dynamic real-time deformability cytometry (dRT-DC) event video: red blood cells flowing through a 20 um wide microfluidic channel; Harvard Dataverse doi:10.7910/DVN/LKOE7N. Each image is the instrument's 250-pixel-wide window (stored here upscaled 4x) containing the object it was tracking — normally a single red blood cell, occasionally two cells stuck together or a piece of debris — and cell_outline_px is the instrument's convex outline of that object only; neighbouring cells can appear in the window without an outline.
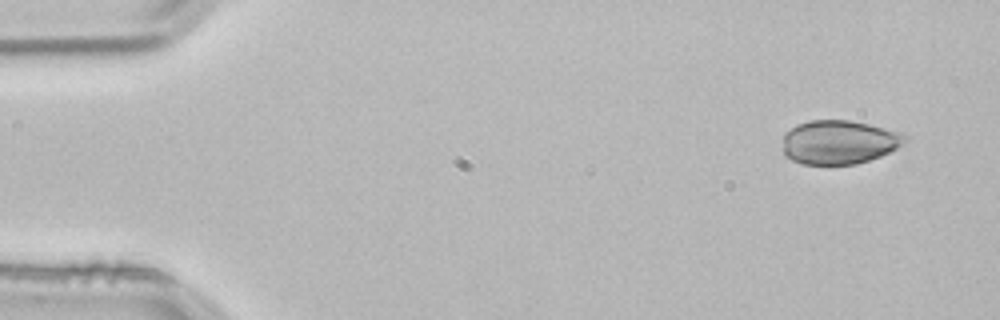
{"species": "common noctule bat (a hibernating species)", "species_latin": "Nyctalus noctula", "temperature_condition": "room temperature", "stored_images_in_passage": 3, "camera_frame_rate_fps": 3000, "um_per_image_px": 0.085, "animal": {"sex": "male", "body_mass_g": 21.5, "forearm_length_mm": 52.0}, "frame": {"image": 1, "passage_image": 1, "time_ms": 0.0, "image_size_px": [1000, 320], "cell_outline_px": [[904, 140], [896, 148], [880, 156], [856, 164], [804, 164], [792, 160], [784, 156], [784, 132], [796, 124], [808, 120], [848, 120], [868, 124], [904, 132]], "centroid_in_image_um": [71.27, 12.07], "position_along_channel_um": 13.7, "area_um2": 31.15}}
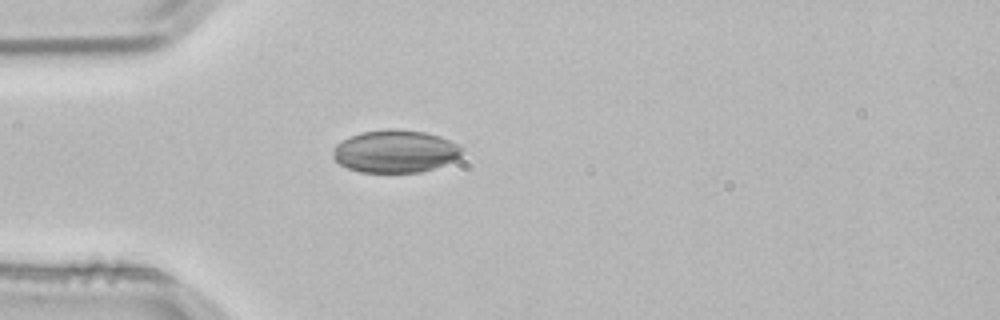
{"frame": {"image": 2, "passage_image": 3, "time_ms": 0.667, "image_size_px": [1000, 320], "cell_outline_px": [[464, 152], [460, 156], [444, 164], [420, 172], [360, 172], [348, 168], [340, 164], [332, 156], [332, 148], [336, 144], [360, 132], [388, 128], [392, 128], [424, 132], [440, 136], [464, 148]], "centroid_in_image_um": [33.57, 12.85], "position_along_channel_um": 51.4, "area_um2": 31.91}}